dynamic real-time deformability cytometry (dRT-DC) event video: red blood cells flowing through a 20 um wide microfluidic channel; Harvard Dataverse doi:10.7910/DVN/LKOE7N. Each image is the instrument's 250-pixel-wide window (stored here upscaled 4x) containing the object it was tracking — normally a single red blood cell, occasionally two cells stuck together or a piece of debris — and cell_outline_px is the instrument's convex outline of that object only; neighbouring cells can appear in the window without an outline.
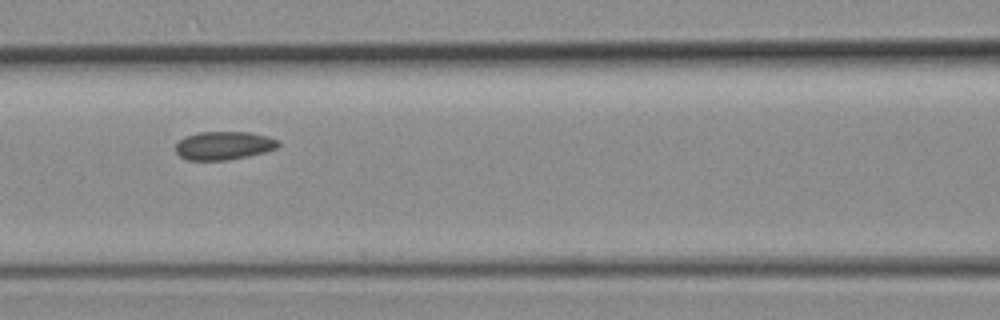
{"species": "common noctule bat (a hibernating species)", "species_latin": "Nyctalus noctula", "temperature_condition": "room temperature", "stored_images_in_passage": 4, "camera_frame_rate_fps": 3000, "um_per_image_px": 0.085, "animal": {"sex": "female", "body_mass_g": 19.3, "forearm_length_mm": 54.1}, "frame": {"image": 1, "passage_image": 4, "time_ms": 1.0, "image_size_px": [1000, 320], "cell_outline_px": [[280, 144], [276, 148], [264, 152], [248, 156], [224, 160], [188, 160], [180, 156], [176, 152], [176, 144], [180, 140], [188, 136], [200, 132], [248, 132], [268, 136], [280, 140]], "centroid_in_image_um": [19.05, 12.37], "position_along_channel_um": 147.5, "area_um2": 16.82}}